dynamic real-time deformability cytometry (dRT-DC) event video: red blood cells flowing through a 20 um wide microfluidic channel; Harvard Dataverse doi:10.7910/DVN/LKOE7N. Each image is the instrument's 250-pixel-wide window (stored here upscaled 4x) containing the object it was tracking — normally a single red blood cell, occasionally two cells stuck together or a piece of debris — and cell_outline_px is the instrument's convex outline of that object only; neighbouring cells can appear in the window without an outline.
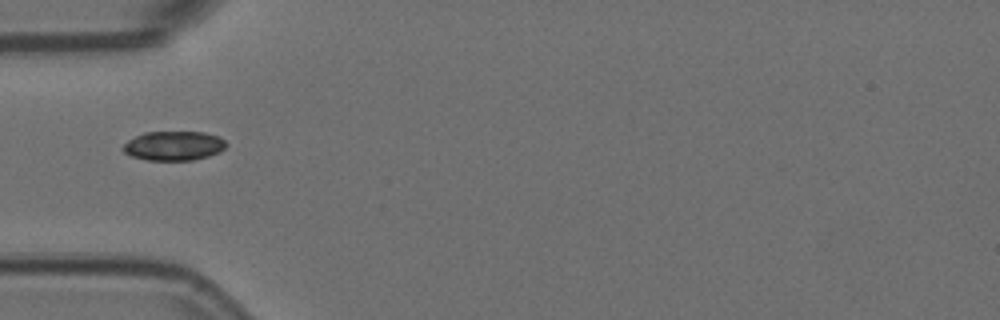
{"species": "Egyptian fruit bat (a non-hibernating species)", "species_latin": "Rousettus aegyptiacus", "temperature_condition": "room temperature", "stored_images_in_passage": 9, "camera_frame_rate_fps": 3000, "um_per_image_px": 0.085, "animal": {"sex": "female"}, "frame": {"image": 1, "passage_image": 1, "time_ms": 0.0, "image_size_px": [1000, 320], "cell_outline_px": [[228, 144], [220, 152], [208, 156], [192, 160], [148, 160], [132, 156], [124, 152], [120, 148], [128, 140], [144, 132], [204, 132], [216, 136], [224, 140]], "centroid_in_image_um": [14.76, 12.39], "position_along_channel_um": 70.2, "area_um2": 17.57}}
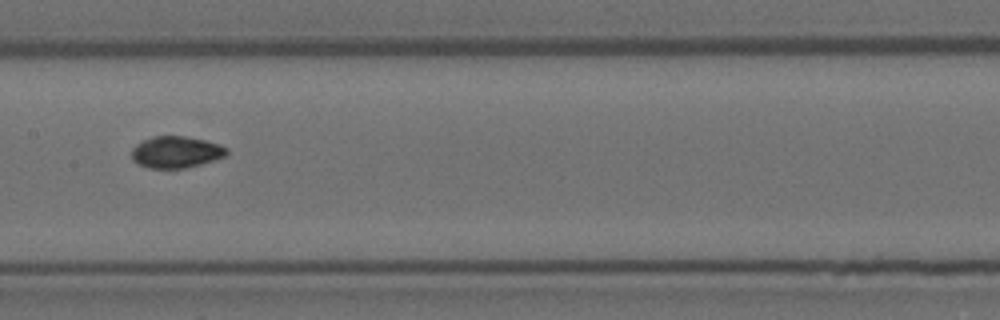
{"frame": {"image": 2, "passage_image": 4, "time_ms": 1.0, "image_size_px": [1000, 320], "cell_outline_px": [[228, 152], [224, 156], [200, 164], [184, 168], [148, 168], [132, 160], [132, 148], [136, 144], [152, 136], [184, 136], [204, 140], [228, 148]], "centroid_in_image_um": [14.93, 12.92], "position_along_channel_um": 192.5, "area_um2": 17.28}}
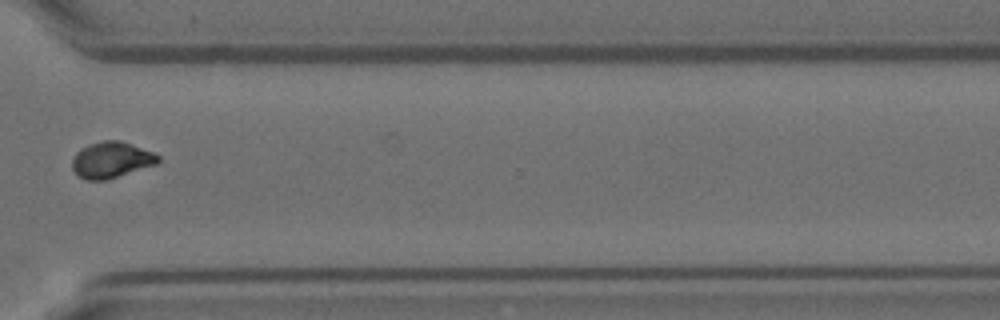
{"frame": {"image": 3, "passage_image": 8, "time_ms": 2.333, "image_size_px": [1000, 320], "cell_outline_px": [[160, 160], [156, 164], [108, 180], [88, 180], [76, 176], [72, 168], [72, 160], [76, 152], [88, 144], [104, 140], [120, 140], [152, 152], [160, 156]], "centroid_in_image_um": [9.43, 13.6], "position_along_channel_um": 361.2, "area_um2": 18.15}}